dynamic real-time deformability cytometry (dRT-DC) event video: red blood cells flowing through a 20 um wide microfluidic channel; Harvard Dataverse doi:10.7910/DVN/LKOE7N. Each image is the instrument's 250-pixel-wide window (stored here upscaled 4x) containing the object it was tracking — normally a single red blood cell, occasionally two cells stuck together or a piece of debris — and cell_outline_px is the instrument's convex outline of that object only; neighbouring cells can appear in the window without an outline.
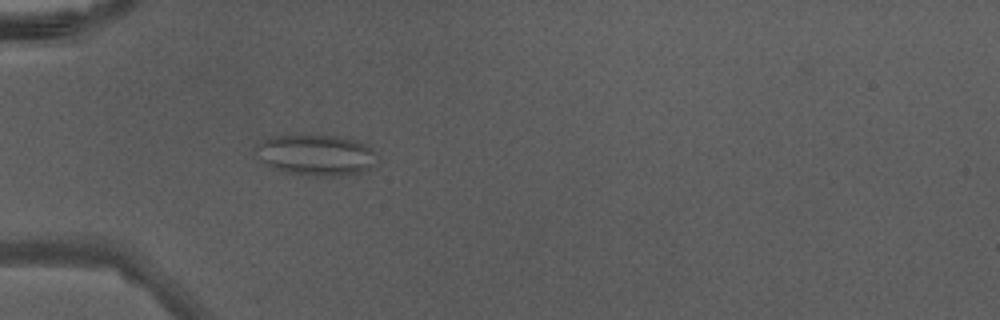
{"species": "Egyptian fruit bat (a non-hibernating species)", "species_latin": "Rousettus aegyptiacus", "temperature_condition": "warm", "stored_images_in_passage": 38, "camera_frame_rate_fps": 3000, "um_per_image_px": 0.085, "animal": {"sex": "male"}, "frame": {"image": 1, "passage_image": 7, "time_ms": 2.0, "image_size_px": [1000, 320], "cell_outline_px": [[376, 164], [364, 172], [344, 176], [312, 176], [284, 172], [272, 168], [264, 164], [256, 156], [252, 148], [256, 144], [268, 136], [344, 136], [360, 140], [372, 148], [376, 152]], "centroid_in_image_um": [26.86, 13.18], "position_along_channel_um": 58.1, "area_um2": 29.77}}
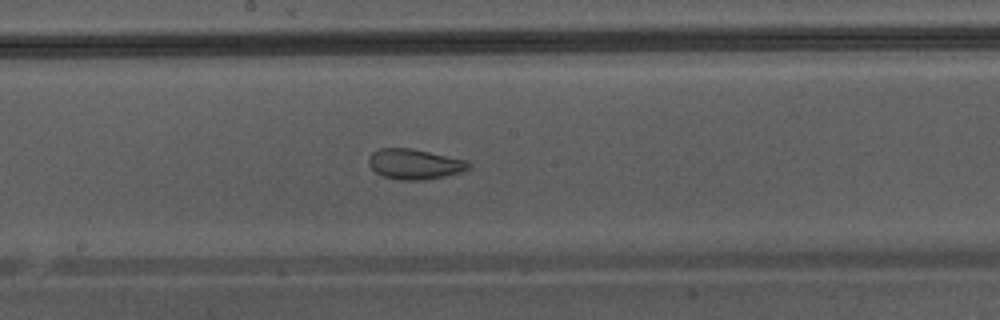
{"frame": {"image": 2, "passage_image": 18, "time_ms": 5.667, "image_size_px": [1000, 320], "cell_outline_px": [[472, 168], [460, 172], [444, 176], [424, 180], [400, 180], [384, 176], [376, 172], [368, 164], [368, 156], [372, 152], [380, 148], [412, 148], [468, 160]], "centroid_in_image_um": [35.25, 13.94], "position_along_channel_um": 212.9, "area_um2": 17.74}}
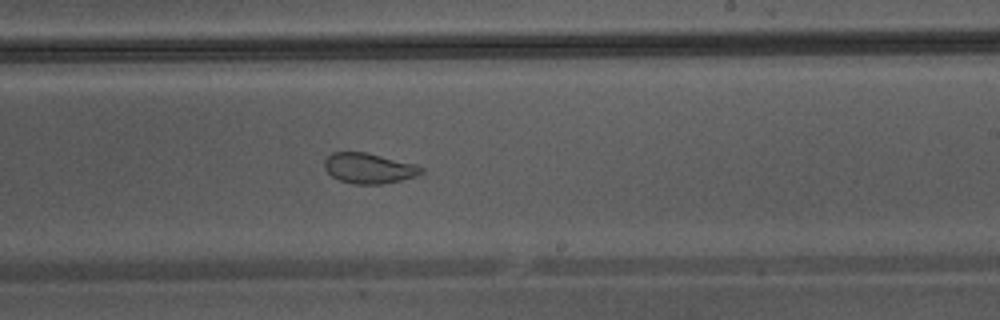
{"frame": {"image": 3, "passage_image": 21, "time_ms": 6.667, "image_size_px": [1000, 320], "cell_outline_px": [[424, 172], [416, 176], [384, 184], [352, 184], [340, 180], [332, 176], [324, 168], [324, 160], [332, 152], [364, 152], [416, 164], [424, 168]], "centroid_in_image_um": [31.36, 14.3], "position_along_channel_um": 257.6, "area_um2": 17.11}}